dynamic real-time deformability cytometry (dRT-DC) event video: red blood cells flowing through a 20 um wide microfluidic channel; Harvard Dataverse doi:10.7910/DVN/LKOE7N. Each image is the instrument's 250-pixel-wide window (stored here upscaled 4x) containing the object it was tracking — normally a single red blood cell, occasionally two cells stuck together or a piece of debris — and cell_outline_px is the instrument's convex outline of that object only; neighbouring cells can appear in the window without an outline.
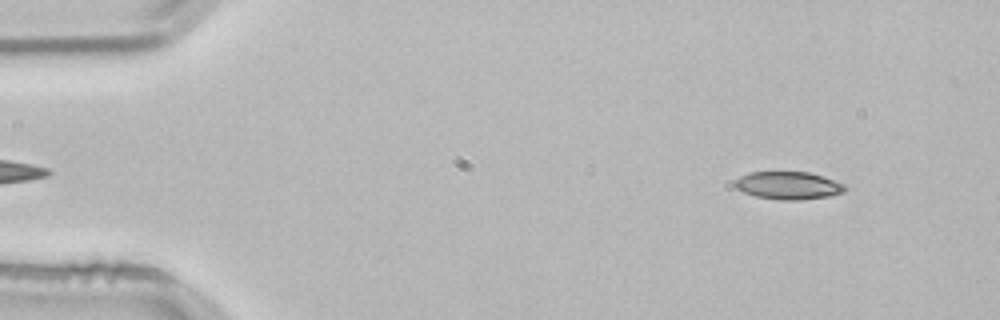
{"species": "common noctule bat (a hibernating species)", "species_latin": "Nyctalus noctula", "temperature_condition": "room temperature", "stored_images_in_passage": 52, "camera_frame_rate_fps": 3000, "um_per_image_px": 0.085, "animal": {"sex": "male", "body_mass_g": 21.5, "forearm_length_mm": 52.0}, "frame": {"image": 1, "passage_image": 5, "time_ms": 1.333, "image_size_px": [1000, 320], "cell_outline_px": [[848, 188], [844, 192], [828, 196], [800, 200], [780, 200], [756, 196], [744, 192], [736, 188], [732, 184], [740, 176], [748, 172], [808, 172], [844, 184]], "centroid_in_image_um": [66.98, 15.77], "position_along_channel_um": 18.0, "area_um2": 17.69}}
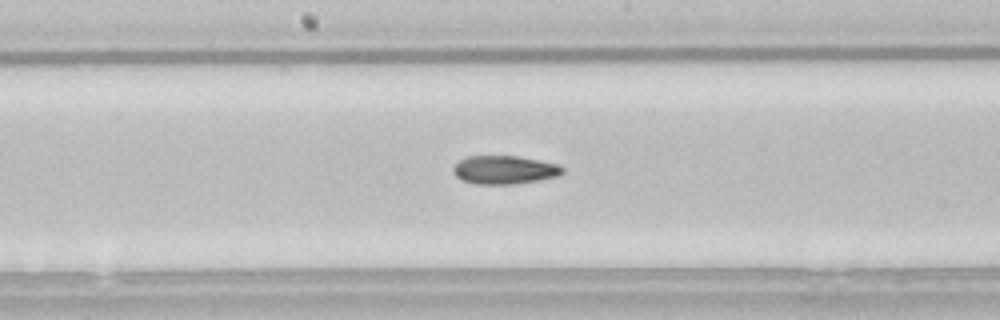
{"frame": {"image": 2, "passage_image": 27, "time_ms": 8.667, "image_size_px": [1000, 320], "cell_outline_px": [[564, 172], [556, 176], [540, 180], [512, 184], [476, 184], [460, 180], [452, 172], [452, 168], [460, 160], [468, 156], [516, 156], [556, 164], [564, 168]], "centroid_in_image_um": [42.83, 14.45], "position_along_channel_um": 205.4, "area_um2": 17.98}}
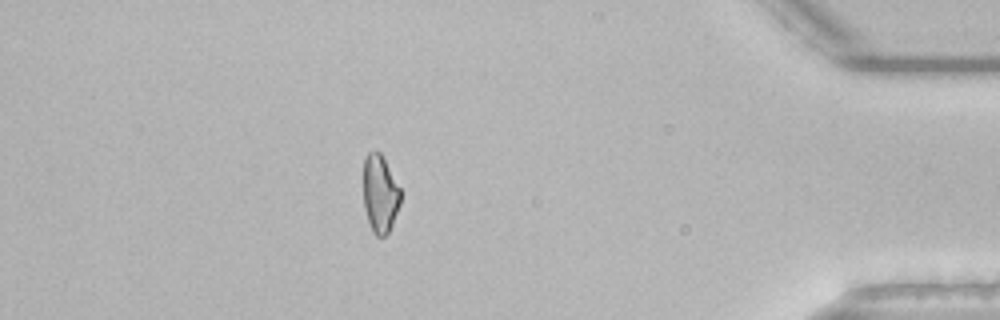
{"frame": {"image": 3, "passage_image": 46, "time_ms": 15.0, "image_size_px": [1000, 320], "cell_outline_px": [[400, 204], [392, 224], [388, 232], [384, 236], [376, 236], [372, 232], [364, 208], [364, 156], [368, 152], [380, 152], [400, 188]], "centroid_in_image_um": [32.29, 16.48], "position_along_channel_um": 402.9, "area_um2": 16.65}, "authors_computed_cell_mechanics": {"area_um2": 17.9758, "velocity_mm_per_s": 3.8416, "shape_relaxation_time_tau1_ms": null, "shape_relaxation_time_tau2_ms": 5.7379, "deformation_change_tau1": null, "deformation_change_tau2": 0.1371}}